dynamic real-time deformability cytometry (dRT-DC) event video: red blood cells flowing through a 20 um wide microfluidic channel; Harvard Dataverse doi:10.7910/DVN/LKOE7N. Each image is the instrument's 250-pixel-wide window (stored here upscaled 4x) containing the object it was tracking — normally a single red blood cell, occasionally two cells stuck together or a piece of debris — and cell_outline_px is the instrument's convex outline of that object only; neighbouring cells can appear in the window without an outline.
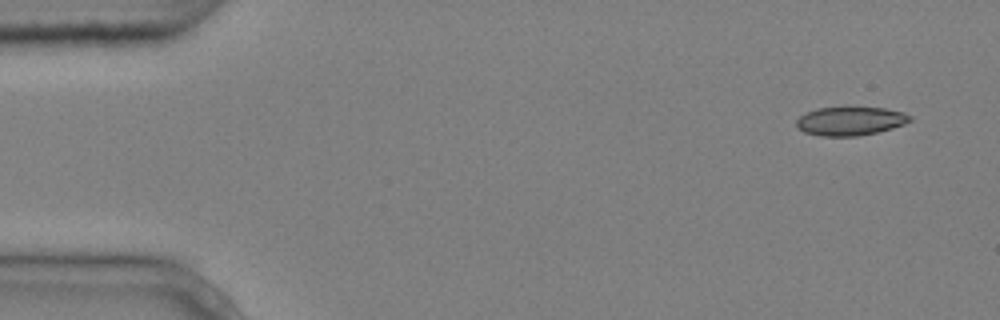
{"species": "common noctule bat (a hibernating species)", "species_latin": "Nyctalus noctula", "temperature_condition": "cold", "stored_images_in_passage": 4, "camera_frame_rate_fps": 3000, "um_per_image_px": 0.085, "animal": {"sex": "male", "body_mass_g": 20.4}, "frame": {"image": 1, "passage_image": 1, "time_ms": 0.0, "image_size_px": [1000, 320], "cell_outline_px": [[912, 120], [904, 124], [892, 128], [876, 132], [856, 136], [820, 136], [804, 132], [796, 128], [796, 120], [804, 112], [816, 108], [884, 108], [904, 112], [912, 116]], "centroid_in_image_um": [72.24, 10.29], "position_along_channel_um": 12.8, "area_um2": 18.96}}
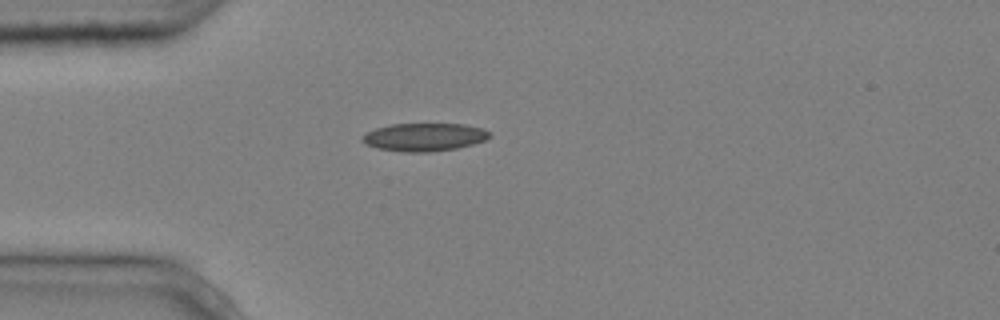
{"frame": {"image": 2, "passage_image": 4, "time_ms": 1.0, "image_size_px": [1000, 320], "cell_outline_px": [[492, 136], [484, 140], [472, 144], [456, 148], [428, 152], [404, 152], [376, 148], [360, 140], [360, 136], [376, 128], [392, 124], [464, 124], [484, 128], [492, 132]], "centroid_in_image_um": [36.08, 11.65], "position_along_channel_um": 48.9, "area_um2": 20.81}}